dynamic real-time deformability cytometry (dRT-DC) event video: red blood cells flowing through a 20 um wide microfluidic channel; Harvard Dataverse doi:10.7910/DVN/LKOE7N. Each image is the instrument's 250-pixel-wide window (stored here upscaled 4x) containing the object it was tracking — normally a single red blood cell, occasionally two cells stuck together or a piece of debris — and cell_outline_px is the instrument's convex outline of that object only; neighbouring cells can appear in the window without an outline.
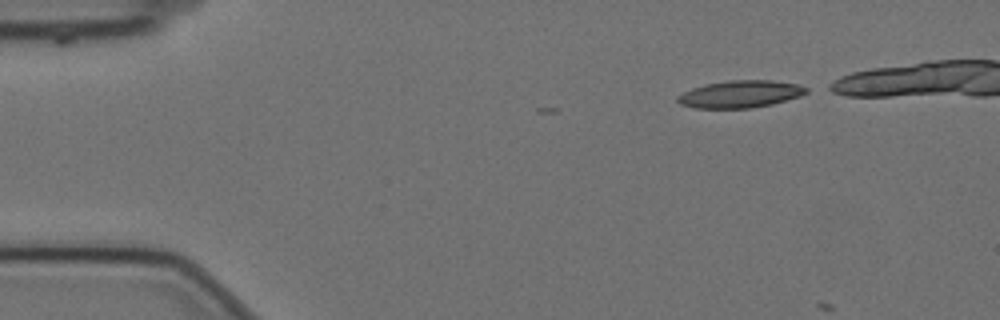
{"species": "Egyptian fruit bat (a non-hibernating species)", "species_latin": "Rousettus aegyptiacus", "temperature_condition": "cold", "stored_images_in_passage": 2, "camera_frame_rate_fps": 3000, "um_per_image_px": 0.085, "animal": {"sex": "female"}, "frame": {"image": 1, "passage_image": 1, "time_ms": 0.0, "image_size_px": [1000, 320], "cell_outline_px": [[808, 92], [800, 96], [772, 104], [748, 108], [696, 108], [680, 104], [676, 100], [676, 96], [692, 88], [704, 84], [728, 80], [772, 80], [796, 84], [808, 88]], "centroid_in_image_um": [62.9, 7.99], "position_along_channel_um": 22.1, "area_um2": 20.4}}